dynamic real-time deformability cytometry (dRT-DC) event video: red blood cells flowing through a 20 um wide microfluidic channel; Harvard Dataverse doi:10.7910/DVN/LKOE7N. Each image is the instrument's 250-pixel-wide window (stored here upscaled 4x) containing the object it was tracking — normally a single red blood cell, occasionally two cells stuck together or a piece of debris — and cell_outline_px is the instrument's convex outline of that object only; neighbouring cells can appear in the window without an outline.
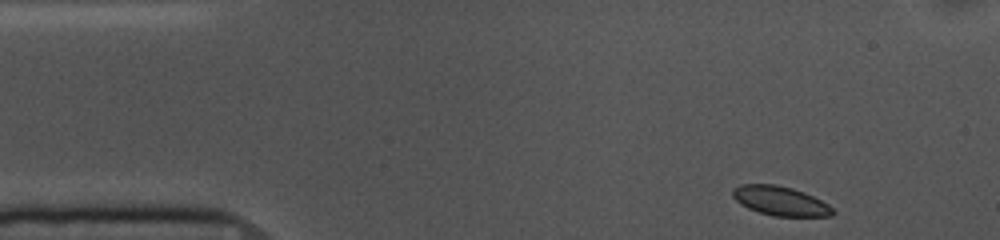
{"species": "common noctule bat (a hibernating species)", "species_latin": "Nyctalus noctula", "temperature_condition": "cold", "stored_images_in_passage": 50, "camera_frame_rate_fps": 3000, "um_per_image_px": 0.085, "animal": {"sex": "female", "body_mass_g": 10.0, "forearm_length_mm": 53.1}, "frame": {"image": 1, "passage_image": 1, "time_ms": 0.0, "image_size_px": [1000, 240], "cell_outline_px": [[836, 212], [832, 216], [776, 216], [760, 212], [748, 208], [740, 204], [732, 196], [732, 188], [740, 184], [776, 184], [792, 188], [804, 192], [828, 204]], "centroid_in_image_um": [66.31, 17.07], "position_along_channel_um": 18.7, "area_um2": 17.05}}
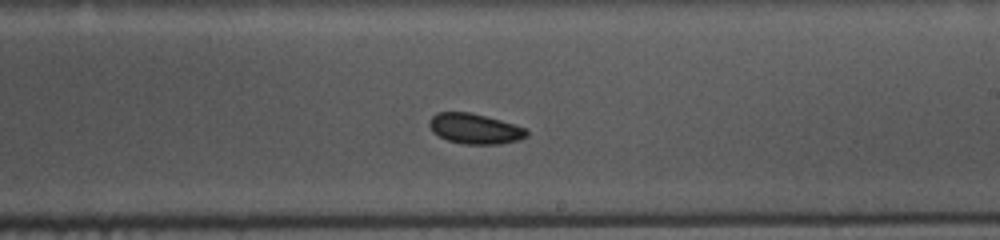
{"frame": {"image": 2, "passage_image": 26, "time_ms": 8.333, "image_size_px": [1000, 240], "cell_outline_px": [[528, 136], [520, 140], [500, 144], [464, 144], [448, 140], [432, 132], [428, 124], [432, 116], [436, 112], [468, 112], [500, 120], [528, 128]], "centroid_in_image_um": [40.38, 10.94], "position_along_channel_um": 248.6, "area_um2": 17.22}}
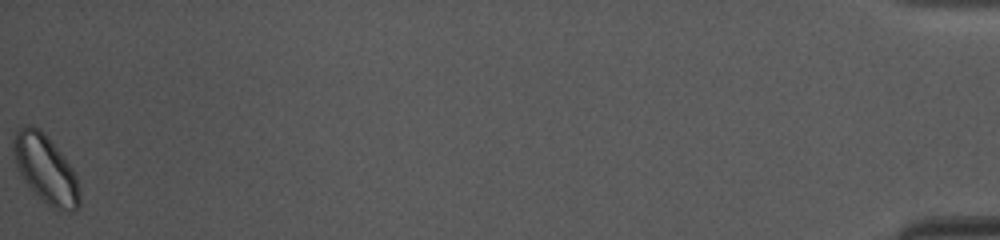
{"frame": {"image": 3, "passage_image": 50, "time_ms": 16.333, "image_size_px": [1000, 240], "cell_outline_px": [[80, 208], [72, 212], [60, 212], [52, 208], [24, 180], [16, 164], [12, 152], [12, 140], [16, 132], [24, 124], [32, 124], [40, 128], [60, 152], [72, 168], [76, 176], [80, 192]], "centroid_in_image_um": [3.89, 14.37], "position_along_channel_um": 431.3, "area_um2": 26.24}, "authors_computed_cell_mechanics": {"area_um2": 17.6001, "velocity_mm_per_s": 3.6035, "shape_relaxation_time_tau1_ms": 1.8355, "shape_relaxation_time_tau2_ms": null, "deformation_change_tau1": 0.0338, "deformation_change_tau2": null}}